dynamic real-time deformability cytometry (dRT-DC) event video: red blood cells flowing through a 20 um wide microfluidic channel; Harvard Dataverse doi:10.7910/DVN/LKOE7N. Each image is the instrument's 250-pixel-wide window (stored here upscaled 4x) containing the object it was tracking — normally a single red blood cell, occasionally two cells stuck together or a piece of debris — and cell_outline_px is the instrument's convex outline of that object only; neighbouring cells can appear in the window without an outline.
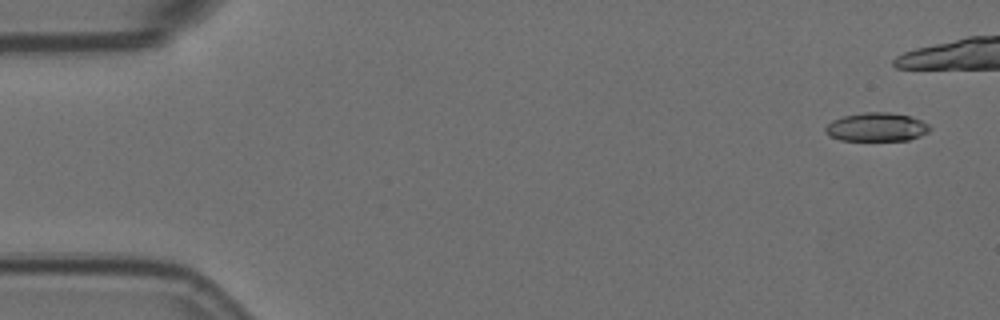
{"species": "Egyptian fruit bat (a non-hibernating species)", "species_latin": "Rousettus aegyptiacus", "temperature_condition": "room temperature", "stored_images_in_passage": 7, "camera_frame_rate_fps": 3000, "um_per_image_px": 0.085, "animal": {"sex": "female"}, "frame": {"image": 1, "passage_image": 1, "time_ms": 0.0, "image_size_px": [1000, 320], "cell_outline_px": [[932, 128], [928, 132], [920, 136], [908, 140], [840, 140], [828, 136], [824, 132], [824, 128], [832, 120], [844, 116], [864, 112], [888, 112], [908, 116], [920, 120], [928, 124]], "centroid_in_image_um": [74.48, 10.8], "position_along_channel_um": 10.5, "area_um2": 17.4}}